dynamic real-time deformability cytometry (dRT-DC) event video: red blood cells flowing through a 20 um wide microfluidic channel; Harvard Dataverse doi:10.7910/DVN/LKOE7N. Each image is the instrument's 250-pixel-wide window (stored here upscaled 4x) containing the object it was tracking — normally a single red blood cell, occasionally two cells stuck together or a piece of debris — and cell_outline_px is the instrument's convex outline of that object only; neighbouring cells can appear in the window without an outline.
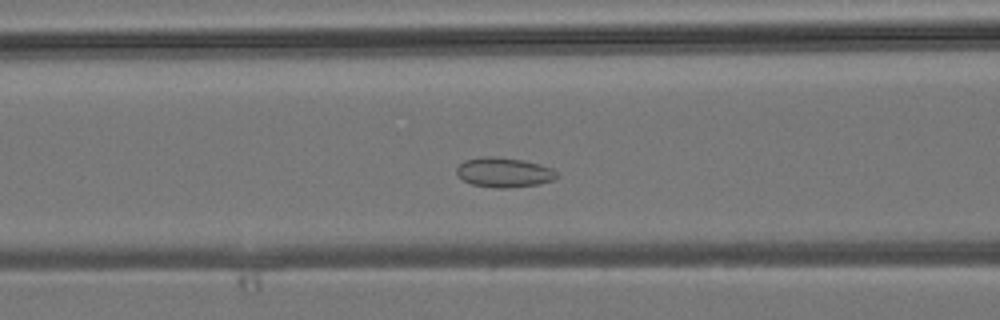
{"species": "common noctule bat (a hibernating species)", "species_latin": "Nyctalus noctula", "temperature_condition": "room temperature", "stored_images_in_passage": 37, "camera_frame_rate_fps": 3000, "um_per_image_px": 0.085, "animal": {"sex": "male", "body_mass_g": 19.2, "forearm_length_mm": 51.8}, "frame": {"image": 1, "passage_image": 12, "time_ms": 3.667, "image_size_px": [1000, 320], "cell_outline_px": [[560, 176], [552, 180], [540, 184], [508, 188], [496, 188], [472, 184], [464, 180], [456, 172], [456, 168], [464, 160], [484, 156], [492, 156], [524, 160], [540, 164], [552, 168]], "centroid_in_image_um": [42.86, 14.65], "position_along_channel_um": 123.7, "area_um2": 17.4}}
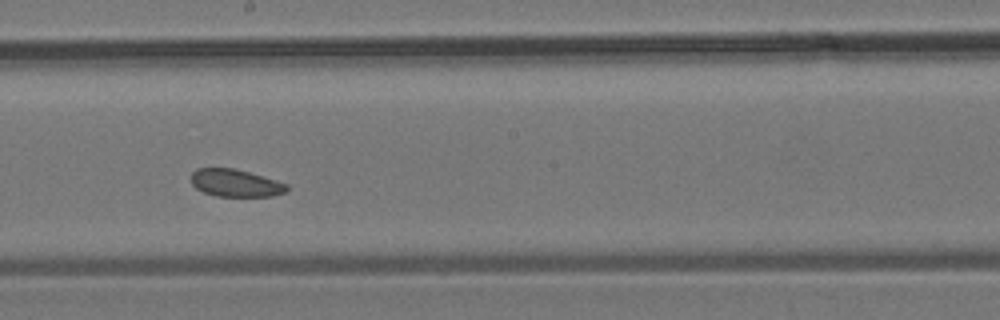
{"frame": {"image": 2, "passage_image": 19, "time_ms": 6.0, "image_size_px": [1000, 320], "cell_outline_px": [[288, 192], [272, 196], [216, 196], [204, 192], [196, 188], [192, 184], [192, 172], [196, 168], [232, 168], [248, 172], [288, 184]], "centroid_in_image_um": [20.02, 15.56], "position_along_channel_um": 228.2, "area_um2": 15.2}}
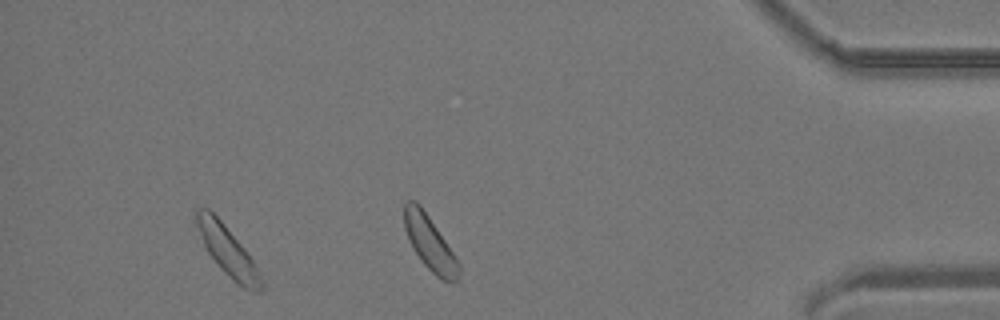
{"frame": {"image": 3, "passage_image": 33, "time_ms": 10.667, "image_size_px": [1000, 320], "cell_outline_px": [[264, 288], [260, 292], [252, 292], [244, 288], [224, 272], [220, 268], [208, 252], [204, 244], [196, 224], [196, 208], [208, 208], [224, 224], [244, 248], [252, 260], [264, 284]], "centroid_in_image_um": [19.36, 21.35], "position_along_channel_um": 415.8, "area_um2": 18.15}}